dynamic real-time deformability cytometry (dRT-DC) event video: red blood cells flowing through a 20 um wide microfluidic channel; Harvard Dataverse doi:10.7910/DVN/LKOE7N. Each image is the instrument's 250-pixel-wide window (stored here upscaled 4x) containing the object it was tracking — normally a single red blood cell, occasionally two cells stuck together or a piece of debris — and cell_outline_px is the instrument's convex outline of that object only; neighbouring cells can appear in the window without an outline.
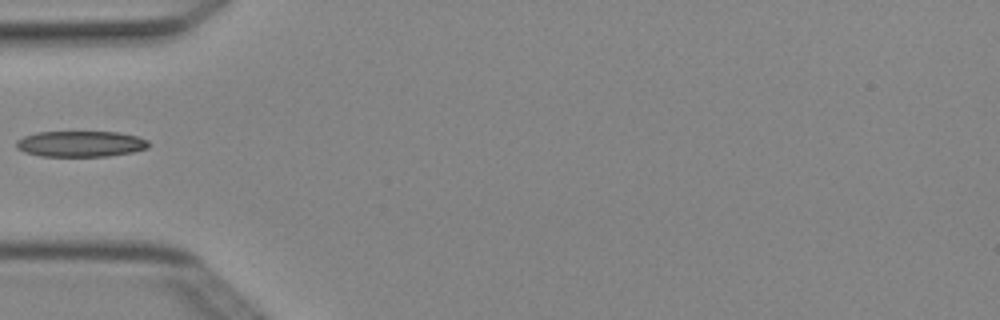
{"species": "Egyptian fruit bat (a non-hibernating species)", "species_latin": "Rousettus aegyptiacus", "temperature_condition": "cold", "stored_images_in_passage": 1, "camera_frame_rate_fps": 3000, "um_per_image_px": 0.085, "animal": {"sex": "female"}, "frame": {"image": 1, "passage_image": 1, "time_ms": 0.0, "image_size_px": [1000, 320], "cell_outline_px": [[148, 148], [132, 152], [108, 156], [40, 156], [24, 152], [16, 148], [16, 140], [24, 136], [36, 132], [120, 132], [136, 136], [148, 140]], "centroid_in_image_um": [6.83, 12.23], "position_along_channel_um": 78.2, "area_um2": 20.0}}